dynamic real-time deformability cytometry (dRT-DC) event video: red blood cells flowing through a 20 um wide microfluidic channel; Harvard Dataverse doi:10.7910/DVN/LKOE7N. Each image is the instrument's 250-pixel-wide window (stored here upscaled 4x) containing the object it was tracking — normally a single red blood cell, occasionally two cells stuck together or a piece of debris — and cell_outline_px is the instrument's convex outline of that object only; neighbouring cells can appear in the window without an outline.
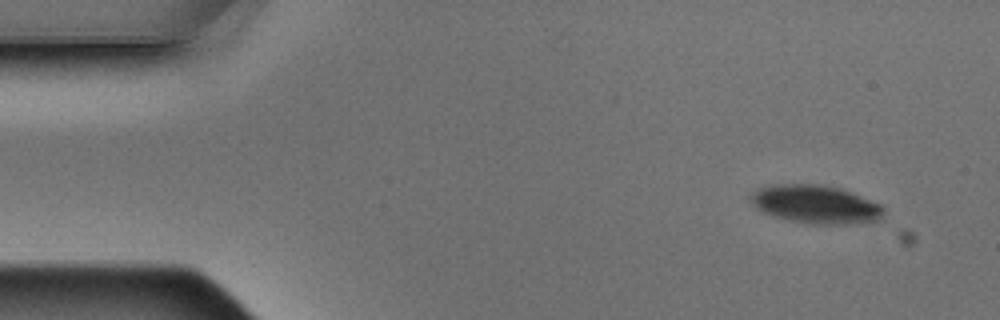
{"species": "Egyptian fruit bat (a non-hibernating species)", "species_latin": "Rousettus aegyptiacus", "temperature_condition": "warm", "stored_images_in_passage": 4, "camera_frame_rate_fps": 3000, "um_per_image_px": 0.085, "animal": {"sex": "male"}, "frame": {"image": 1, "passage_image": 1, "time_ms": 0.0, "image_size_px": [1000, 320], "cell_outline_px": [[884, 212], [880, 220], [844, 224], [808, 224], [788, 220], [772, 216], [756, 208], [752, 204], [748, 196], [752, 192], [760, 188], [772, 184], [824, 184], [840, 188], [880, 204], [884, 208]], "centroid_in_image_um": [69.29, 17.36], "position_along_channel_um": 15.7, "area_um2": 29.82}}
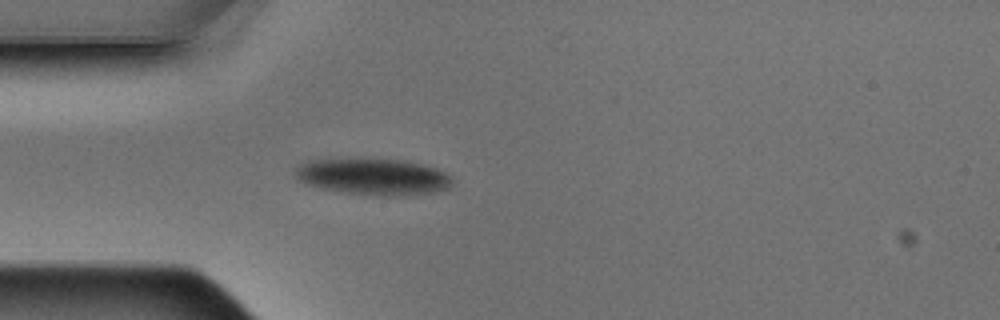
{"frame": {"image": 2, "passage_image": 4, "time_ms": 1.0, "image_size_px": [1000, 320], "cell_outline_px": [[452, 184], [448, 188], [436, 192], [408, 196], [376, 196], [320, 188], [308, 184], [300, 180], [296, 176], [296, 168], [300, 164], [308, 160], [360, 156], [404, 160], [436, 168], [452, 176]], "centroid_in_image_um": [31.74, 14.98], "position_along_channel_um": 53.3, "area_um2": 34.33}}